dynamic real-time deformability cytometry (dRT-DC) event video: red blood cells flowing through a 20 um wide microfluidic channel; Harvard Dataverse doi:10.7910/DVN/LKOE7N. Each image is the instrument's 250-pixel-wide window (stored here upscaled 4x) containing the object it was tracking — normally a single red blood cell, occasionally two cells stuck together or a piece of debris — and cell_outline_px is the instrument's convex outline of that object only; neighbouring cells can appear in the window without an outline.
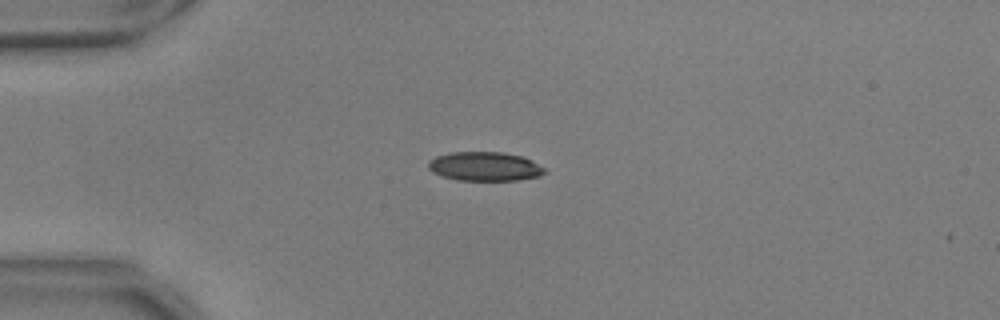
{"species": "common noctule bat (a hibernating species)", "species_latin": "Nyctalus noctula", "temperature_condition": "warm", "stored_images_in_passage": 36, "camera_frame_rate_fps": 3000, "um_per_image_px": 0.085, "animal": {"sex": "male", "body_mass_g": 17.9, "forearm_length_mm": 54.2}, "frame": {"image": 1, "passage_image": 1, "time_ms": 0.0, "image_size_px": [1000, 320], "cell_outline_px": [[548, 168], [540, 176], [516, 180], [456, 180], [432, 172], [428, 168], [428, 160], [436, 156], [452, 152], [504, 152], [524, 156]], "centroid_in_image_um": [41.24, 14.13], "position_along_channel_um": 43.8, "area_um2": 19.88}}
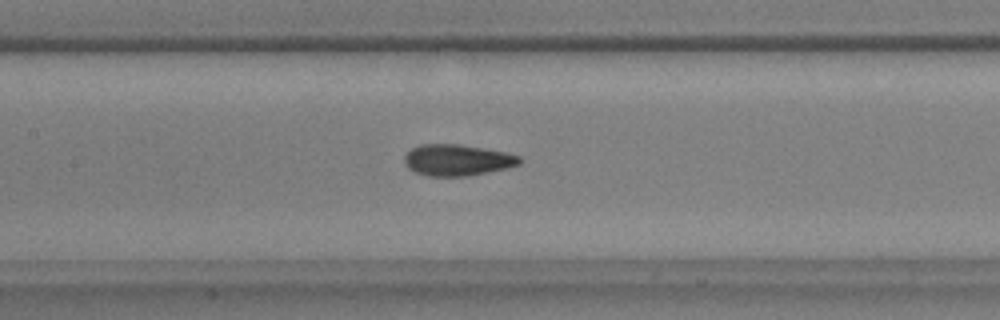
{"frame": {"image": 2, "passage_image": 13, "time_ms": 4.0, "image_size_px": [1000, 320], "cell_outline_px": [[524, 160], [520, 164], [508, 168], [468, 176], [428, 176], [416, 172], [408, 168], [404, 164], [404, 156], [412, 148], [420, 144], [460, 144], [508, 152], [520, 156]], "centroid_in_image_um": [38.9, 13.6], "position_along_channel_um": 168.5, "area_um2": 21.27}}
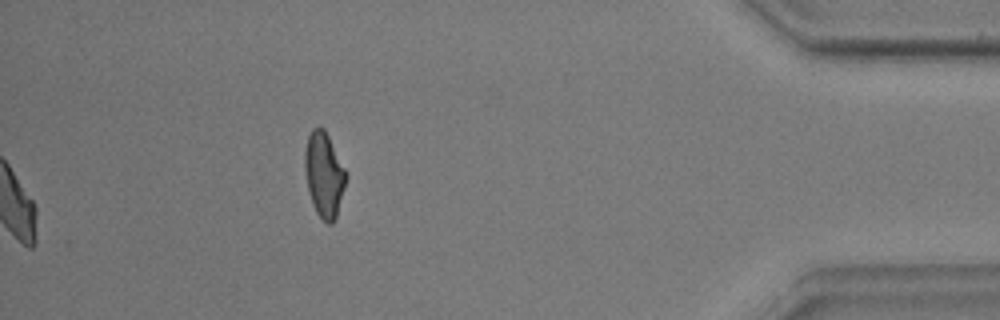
{"frame": {"image": 3, "passage_image": 36, "time_ms": 11.667, "image_size_px": [1000, 320], "cell_outline_px": [[348, 176], [336, 220], [332, 224], [328, 224], [316, 212], [312, 204], [308, 188], [304, 168], [304, 152], [308, 136], [312, 128], [320, 124], [324, 128]], "centroid_in_image_um": [27.54, 14.84], "position_along_channel_um": 407.7, "area_um2": 20.52}, "authors_computed_cell_mechanics": {"area_um2": 20.808, "velocity_mm_per_s": 3.7198, "shape_relaxation_time_tau1_ms": 4.8095, "shape_relaxation_time_tau2_ms": 1.3007, "deformation_change_tau1": 0.1674, "deformation_change_tau2": 0.0707}}